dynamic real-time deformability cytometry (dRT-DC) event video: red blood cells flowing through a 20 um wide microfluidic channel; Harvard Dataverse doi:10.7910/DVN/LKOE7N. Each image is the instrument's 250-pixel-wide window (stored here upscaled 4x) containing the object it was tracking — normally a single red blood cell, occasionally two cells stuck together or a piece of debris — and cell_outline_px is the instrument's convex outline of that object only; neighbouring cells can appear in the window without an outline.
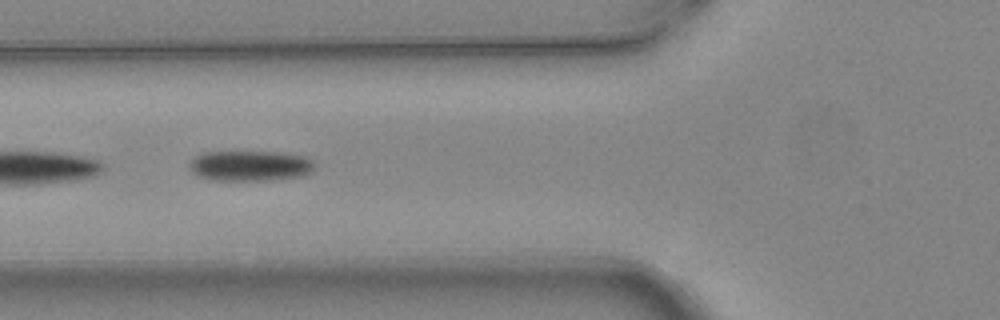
{"species": "common noctule bat (a hibernating species)", "species_latin": "Nyctalus noctula", "temperature_condition": "warm", "stored_images_in_passage": 6, "camera_frame_rate_fps": 3000, "um_per_image_px": 0.085, "animal": {"sex": "female", "body_mass_g": 24.6, "forearm_length_mm": 56.2}, "frame": {"image": 1, "passage_image": 3, "time_ms": 0.667, "image_size_px": [1000, 320], "cell_outline_px": [[316, 168], [312, 172], [304, 176], [272, 180], [216, 180], [196, 176], [192, 172], [192, 160], [196, 156], [204, 152], [276, 152], [304, 156], [312, 160], [316, 164]], "centroid_in_image_um": [21.34, 14.1], "position_along_channel_um": 104.5, "area_um2": 22.2}}
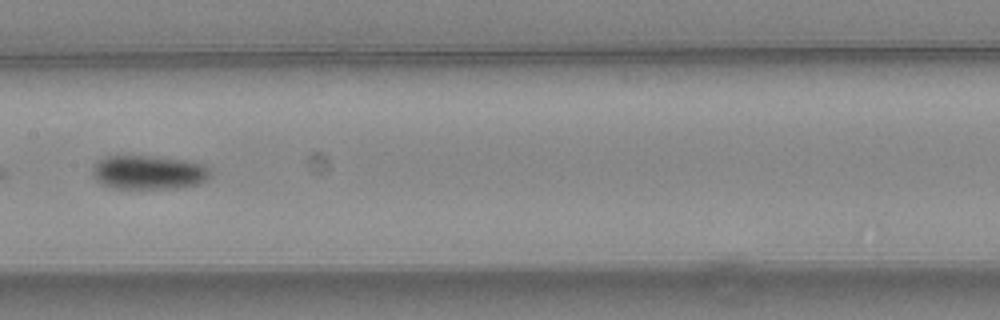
{"frame": {"image": 2, "passage_image": 5, "time_ms": 1.333, "image_size_px": [1000, 320], "cell_outline_px": [[208, 176], [200, 184], [176, 188], [108, 188], [100, 184], [92, 176], [92, 164], [96, 160], [104, 156], [156, 156], [184, 160], [200, 164], [208, 168]], "centroid_in_image_um": [12.52, 14.65], "position_along_channel_um": 194.9, "area_um2": 23.47}}
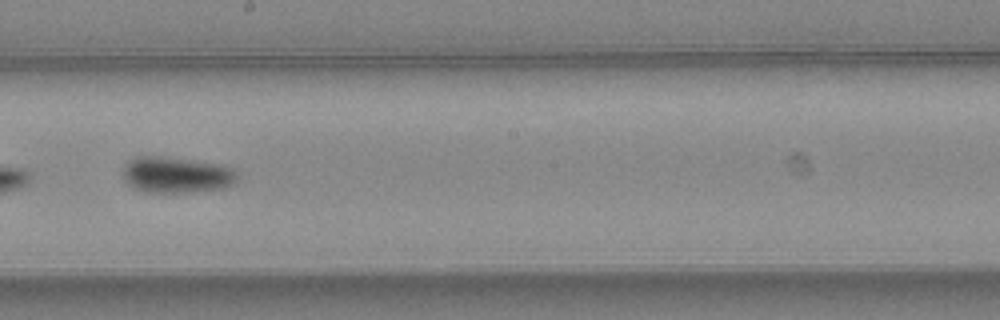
{"frame": {"image": 3, "passage_image": 6, "time_ms": 1.667, "image_size_px": [1000, 320], "cell_outline_px": [[240, 180], [236, 184], [224, 188], [192, 192], [144, 192], [132, 188], [124, 180], [124, 164], [132, 156], [160, 156], [224, 164], [232, 168], [240, 176]], "centroid_in_image_um": [15.04, 14.86], "position_along_channel_um": 233.2, "area_um2": 24.68}}